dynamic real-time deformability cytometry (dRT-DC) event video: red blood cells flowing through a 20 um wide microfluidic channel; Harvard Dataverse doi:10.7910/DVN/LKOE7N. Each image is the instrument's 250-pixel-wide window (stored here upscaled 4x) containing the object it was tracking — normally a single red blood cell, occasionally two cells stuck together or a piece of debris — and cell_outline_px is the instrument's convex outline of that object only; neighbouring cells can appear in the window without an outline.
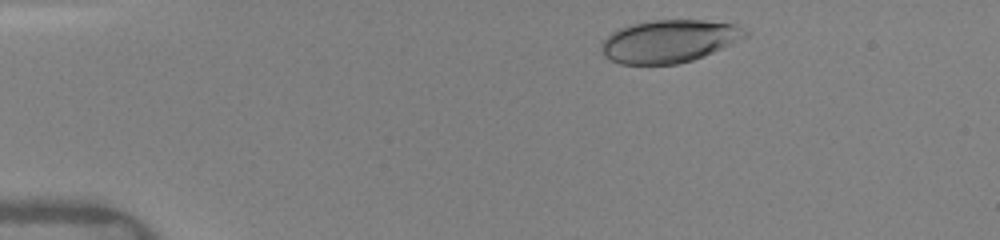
{"species": "human", "species_latin": "Homo sapiens", "temperature_condition": "warm", "stored_images_in_passage": 25, "camera_frame_rate_fps": 3000, "um_per_image_px": 0.085, "donor": {"sex": "female"}, "frame": {"image": 1, "passage_image": 4, "time_ms": 0.667, "image_size_px": [1000, 240], "cell_outline_px": [[748, 36], [704, 56], [692, 60], [676, 64], [620, 64], [604, 56], [600, 48], [600, 44], [612, 32], [620, 28], [632, 24], [652, 20], [704, 20], [736, 24], [748, 32]], "centroid_in_image_um": [56.87, 3.5], "position_along_channel_um": 28.1, "area_um2": 35.66}}
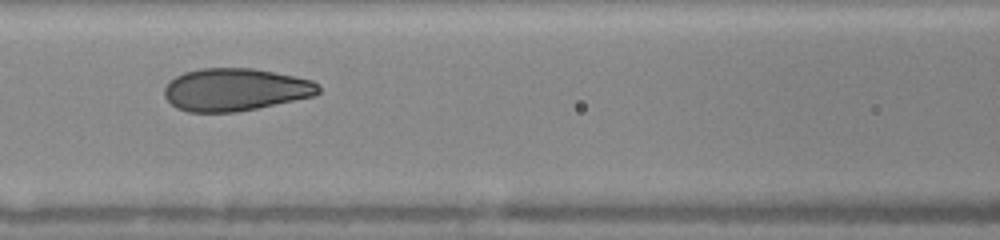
{"frame": {"image": 2, "passage_image": 16, "time_ms": 5.333, "image_size_px": [1000, 240], "cell_outline_px": [[320, 92], [312, 96], [256, 108], [236, 112], [188, 112], [176, 108], [164, 96], [164, 88], [176, 76], [184, 72], [200, 68], [252, 68], [296, 76], [312, 80], [320, 88]], "centroid_in_image_um": [19.97, 7.61], "position_along_channel_um": 146.6, "area_um2": 38.03}}
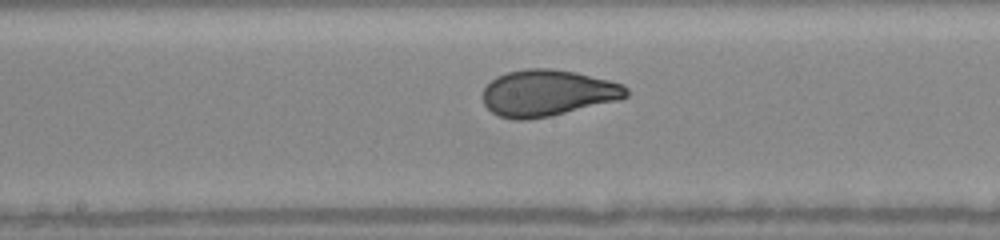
{"frame": {"image": 3, "passage_image": 21, "time_ms": 6.667, "image_size_px": [1000, 240], "cell_outline_px": [[628, 96], [620, 100], [548, 116], [528, 120], [512, 120], [496, 116], [484, 104], [484, 88], [496, 76], [508, 72], [524, 68], [548, 68], [576, 72], [624, 84], [628, 88]], "centroid_in_image_um": [46.54, 7.9], "position_along_channel_um": 201.7, "area_um2": 38.84}}